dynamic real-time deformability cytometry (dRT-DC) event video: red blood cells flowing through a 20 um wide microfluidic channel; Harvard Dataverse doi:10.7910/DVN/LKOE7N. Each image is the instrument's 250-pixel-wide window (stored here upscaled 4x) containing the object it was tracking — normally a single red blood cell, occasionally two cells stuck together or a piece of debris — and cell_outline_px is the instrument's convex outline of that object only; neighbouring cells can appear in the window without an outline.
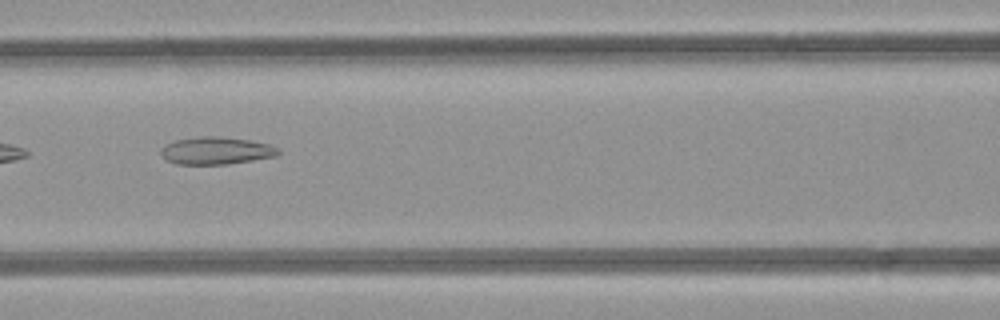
{"species": "common noctule bat (a hibernating species)", "species_latin": "Nyctalus noctula", "temperature_condition": "room temperature", "stored_images_in_passage": 7, "camera_frame_rate_fps": 3000, "um_per_image_px": 0.085, "animal": {"sex": "female", "body_mass_g": 21.9}, "frame": {"image": 1, "passage_image": 7, "time_ms": 7.0, "image_size_px": [1000, 320], "cell_outline_px": [[280, 156], [228, 164], [176, 164], [168, 160], [160, 152], [160, 148], [176, 140], [200, 136], [216, 136], [248, 140], [268, 144], [280, 148]], "centroid_in_image_um": [18.43, 12.81], "position_along_channel_um": 148.2, "area_um2": 18.73}}